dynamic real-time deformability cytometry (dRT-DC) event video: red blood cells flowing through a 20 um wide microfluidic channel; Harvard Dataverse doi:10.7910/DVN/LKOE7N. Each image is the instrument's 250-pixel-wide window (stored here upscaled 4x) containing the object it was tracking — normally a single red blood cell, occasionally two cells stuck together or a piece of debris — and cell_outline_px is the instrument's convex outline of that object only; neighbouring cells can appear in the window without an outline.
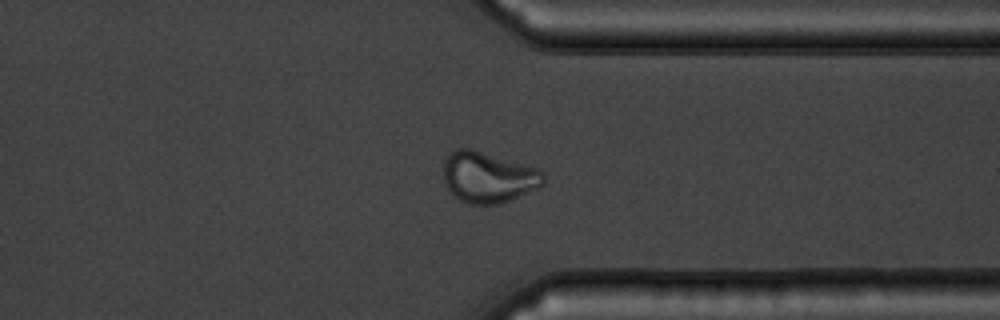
{"species": "common noctule bat (a hibernating species)", "species_latin": "Nyctalus noctula", "temperature_condition": "warm", "stored_images_in_passage": 46, "camera_frame_rate_fps": 3000, "um_per_image_px": 0.085, "animal": {"sex": "male", "body_mass_g": 19.5, "forearm_length_mm": 54.6}, "frame": {"image": 1, "passage_image": 33, "time_ms": 10.667, "image_size_px": [1000, 320], "cell_outline_px": [[544, 184], [540, 188], [508, 200], [496, 204], [468, 204], [460, 200], [448, 188], [444, 180], [444, 156], [448, 152], [460, 148], [468, 148], [536, 168], [544, 172]], "centroid_in_image_um": [41.49, 15.06], "position_along_channel_um": 369.9, "area_um2": 29.36}, "authors_computed_cell_mechanics": {"area_um2": 29.6803, "velocity_mm_per_s": 3.7484, "shape_relaxation_time_tau1_ms": 5.294, "shape_relaxation_time_tau2_ms": 1.2204, "deformation_change_tau1": 0.1294, "deformation_change_tau2": 0.0701}}